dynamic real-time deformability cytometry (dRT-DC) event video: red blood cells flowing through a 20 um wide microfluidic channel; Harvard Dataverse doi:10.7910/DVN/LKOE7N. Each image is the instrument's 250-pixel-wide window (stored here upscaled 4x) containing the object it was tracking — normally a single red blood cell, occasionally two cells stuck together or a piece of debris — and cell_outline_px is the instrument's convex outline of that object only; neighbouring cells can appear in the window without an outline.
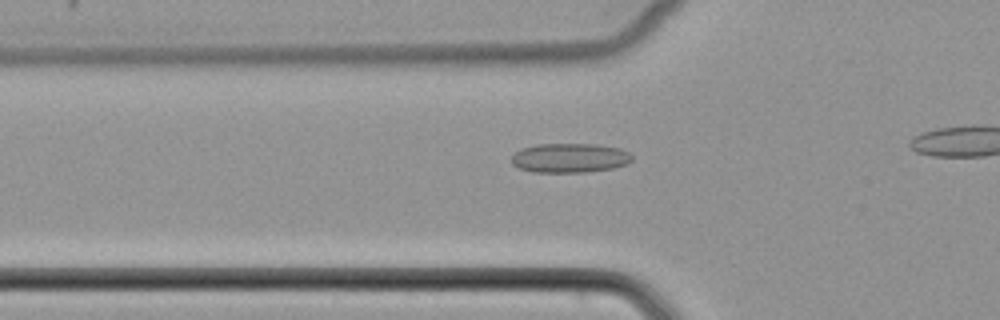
{"species": "common noctule bat (a hibernating species)", "species_latin": "Nyctalus noctula", "temperature_condition": "cold", "stored_images_in_passage": 34, "camera_frame_rate_fps": 3000, "um_per_image_px": 0.085, "animal": {"sex": "female", "body_mass_g": 22.7, "forearm_length_mm": 54.2}, "frame": {"image": 1, "passage_image": 10, "time_ms": 3.0, "image_size_px": [1000, 320], "cell_outline_px": [[632, 160], [628, 164], [612, 168], [584, 172], [532, 172], [520, 168], [512, 164], [512, 156], [520, 148], [536, 144], [596, 144], [620, 148], [628, 152], [632, 156]], "centroid_in_image_um": [48.43, 13.42], "position_along_channel_um": 77.4, "area_um2": 20.69}}
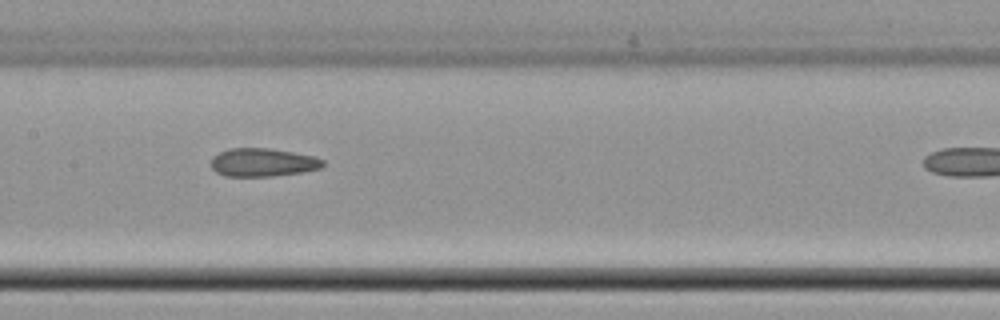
{"frame": {"image": 2, "passage_image": 18, "time_ms": 5.667, "image_size_px": [1000, 320], "cell_outline_px": [[324, 164], [320, 168], [300, 172], [272, 176], [224, 176], [216, 172], [212, 168], [212, 156], [228, 148], [268, 148], [292, 152], [312, 156], [324, 160]], "centroid_in_image_um": [22.3, 13.8], "position_along_channel_um": 185.1, "area_um2": 18.26}}
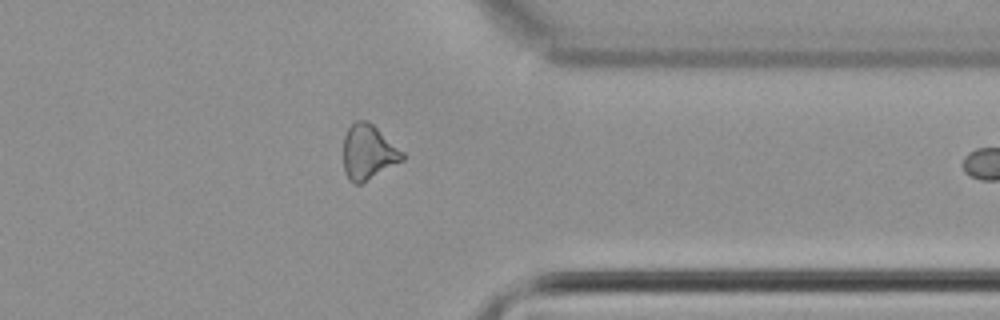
{"frame": {"image": 3, "passage_image": 33, "time_ms": 10.667, "image_size_px": [1000, 320], "cell_outline_px": [[404, 160], [360, 184], [352, 184], [348, 180], [344, 172], [344, 136], [348, 128], [356, 120], [368, 120], [404, 152]], "centroid_in_image_um": [31.29, 12.94], "position_along_channel_um": 380.1, "area_um2": 18.9}}